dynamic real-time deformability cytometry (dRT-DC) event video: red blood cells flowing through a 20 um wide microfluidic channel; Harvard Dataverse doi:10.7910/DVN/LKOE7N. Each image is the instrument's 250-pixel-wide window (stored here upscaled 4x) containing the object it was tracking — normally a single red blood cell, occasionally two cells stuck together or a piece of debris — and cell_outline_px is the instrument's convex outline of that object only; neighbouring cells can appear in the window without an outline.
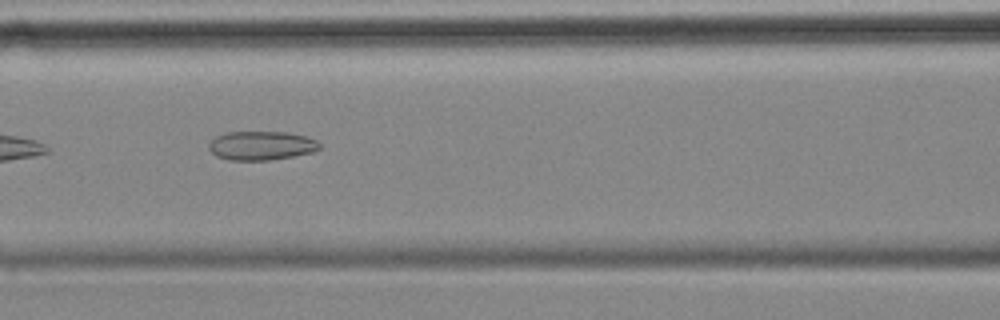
{"species": "common noctule bat (a hibernating species)", "species_latin": "Nyctalus noctula", "temperature_condition": "cold", "stored_images_in_passage": 8, "camera_frame_rate_fps": 3000, "um_per_image_px": 0.085, "animal": {"sex": "female", "body_mass_g": 18.4}, "frame": {"image": 1, "passage_image": 7, "time_ms": 7.333, "image_size_px": [1000, 320], "cell_outline_px": [[320, 148], [312, 152], [272, 160], [228, 160], [216, 156], [208, 148], [208, 144], [216, 136], [228, 132], [284, 132], [304, 136], [316, 140], [320, 144]], "centroid_in_image_um": [22.18, 12.38], "position_along_channel_um": 144.4, "area_um2": 18.55}}
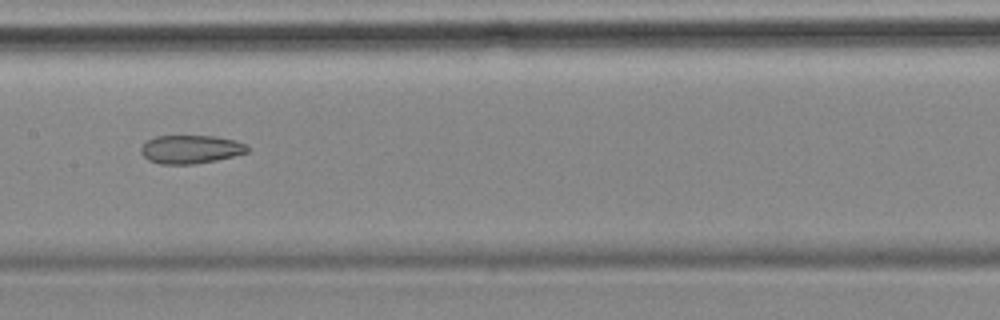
{"frame": {"image": 2, "passage_image": 8, "time_ms": 8.667, "image_size_px": [1000, 320], "cell_outline_px": [[248, 152], [216, 160], [192, 164], [160, 164], [148, 160], [140, 152], [140, 148], [148, 140], [156, 136], [216, 136], [236, 140], [248, 144]], "centroid_in_image_um": [16.22, 12.68], "position_along_channel_um": 191.2, "area_um2": 17.63}}